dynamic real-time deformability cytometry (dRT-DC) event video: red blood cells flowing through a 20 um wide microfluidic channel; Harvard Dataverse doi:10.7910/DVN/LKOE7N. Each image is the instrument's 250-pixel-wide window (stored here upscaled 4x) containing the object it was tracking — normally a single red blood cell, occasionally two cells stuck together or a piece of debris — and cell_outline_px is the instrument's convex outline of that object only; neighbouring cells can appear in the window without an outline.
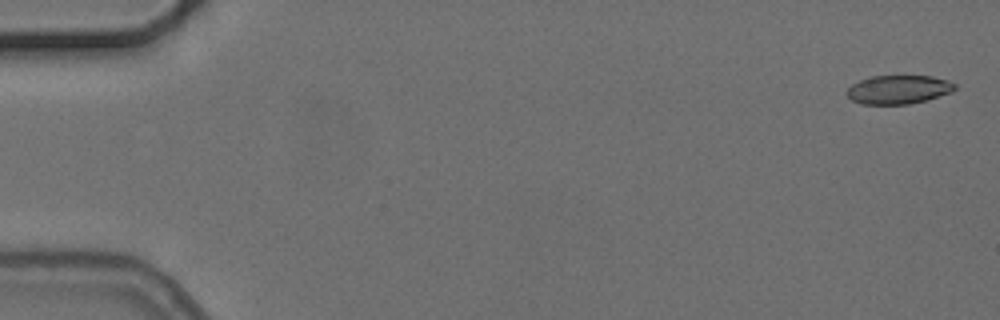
{"species": "common noctule bat (a hibernating species)", "species_latin": "Nyctalus noctula", "temperature_condition": "cold", "stored_images_in_passage": 7, "camera_frame_rate_fps": 3000, "um_per_image_px": 0.085, "animal": {"sex": "female", "body_mass_g": 24.6, "forearm_length_mm": 56.2}, "frame": {"image": 1, "passage_image": 1, "time_ms": 0.0, "image_size_px": [1000, 320], "cell_outline_px": [[956, 88], [952, 92], [924, 100], [908, 104], [860, 104], [852, 100], [844, 92], [852, 84], [860, 80], [872, 76], [932, 76], [948, 80], [956, 84]], "centroid_in_image_um": [76.35, 7.61], "position_along_channel_um": 8.7, "area_um2": 18.03}}
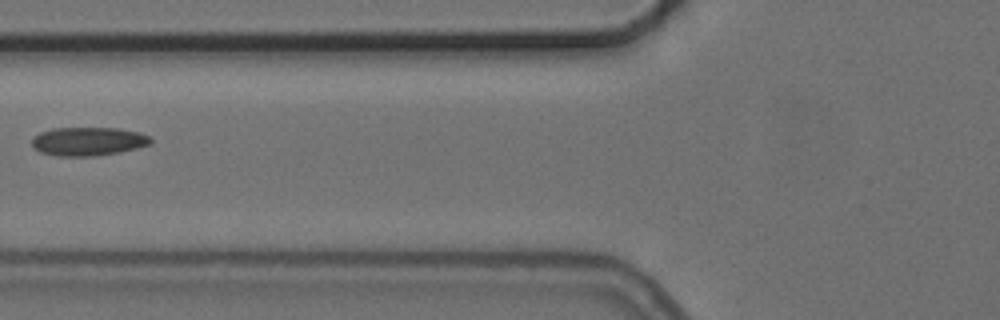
{"frame": {"image": 2, "passage_image": 6, "time_ms": 7.0, "image_size_px": [1000, 320], "cell_outline_px": [[152, 144], [120, 152], [92, 156], [56, 156], [40, 152], [32, 144], [32, 136], [40, 132], [52, 128], [116, 128], [140, 132], [152, 136]], "centroid_in_image_um": [7.52, 12.01], "position_along_channel_um": 118.3, "area_um2": 19.94}}
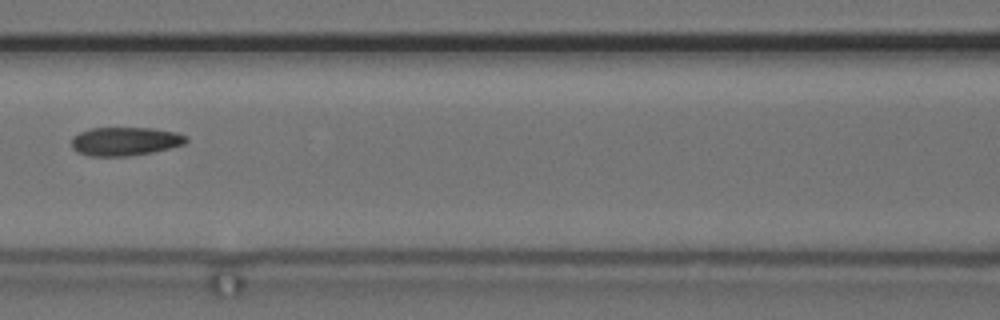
{"frame": {"image": 3, "passage_image": 7, "time_ms": 8.0, "image_size_px": [1000, 320], "cell_outline_px": [[188, 140], [184, 144], [152, 152], [128, 156], [92, 156], [76, 152], [72, 148], [72, 136], [80, 132], [92, 128], [152, 128], [176, 132], [188, 136]], "centroid_in_image_um": [10.62, 12.01], "position_along_channel_um": 156.0, "area_um2": 19.07}}